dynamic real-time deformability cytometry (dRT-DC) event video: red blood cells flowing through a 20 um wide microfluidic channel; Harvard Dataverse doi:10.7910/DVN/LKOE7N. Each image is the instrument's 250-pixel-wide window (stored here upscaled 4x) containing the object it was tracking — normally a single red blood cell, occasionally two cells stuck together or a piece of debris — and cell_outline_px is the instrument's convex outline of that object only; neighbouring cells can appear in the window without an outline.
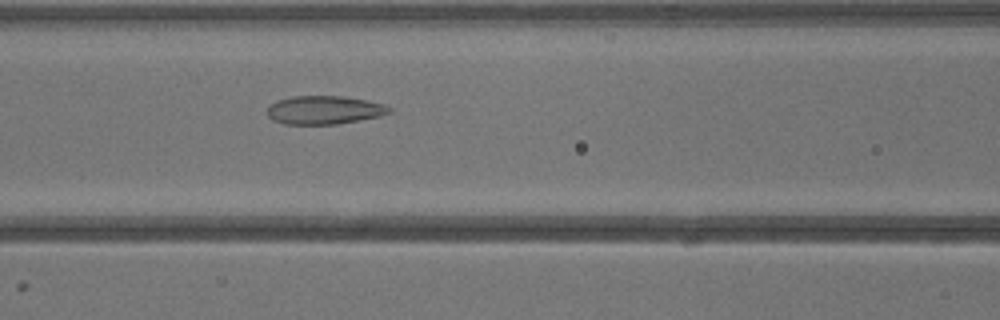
{"species": "common noctule bat (a hibernating species)", "species_latin": "Nyctalus noctula", "temperature_condition": "warm", "stored_images_in_passage": 25, "camera_frame_rate_fps": 3000, "um_per_image_px": 0.085, "animal": {"sex": "male", "body_mass_g": 13.3}, "frame": {"image": 1, "passage_image": 5, "time_ms": 1.333, "image_size_px": [1000, 320], "cell_outline_px": [[392, 112], [380, 116], [336, 124], [284, 124], [272, 120], [268, 116], [268, 104], [276, 100], [292, 96], [340, 96], [368, 100], [384, 104], [392, 108]], "centroid_in_image_um": [27.55, 9.34], "position_along_channel_um": 139.1, "area_um2": 20.35}}
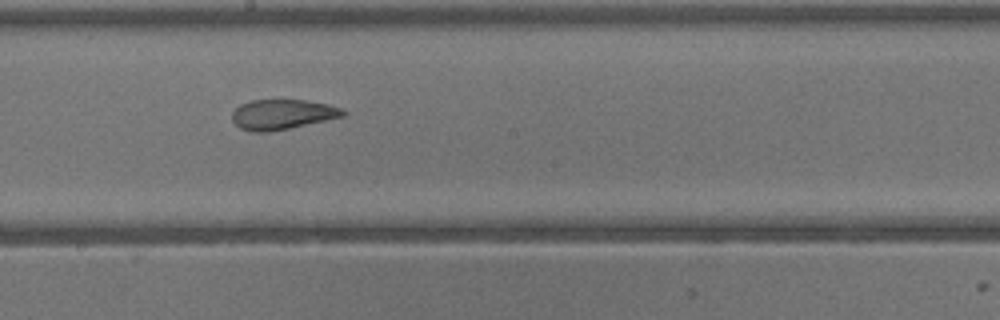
{"frame": {"image": 2, "passage_image": 10, "time_ms": 3.0, "image_size_px": [1000, 320], "cell_outline_px": [[348, 112], [344, 116], [288, 128], [268, 132], [252, 132], [240, 128], [232, 120], [232, 112], [240, 104], [248, 100], [276, 96], [280, 96], [328, 104], [340, 108]], "centroid_in_image_um": [23.95, 9.66], "position_along_channel_um": 224.3, "area_um2": 20.17}}
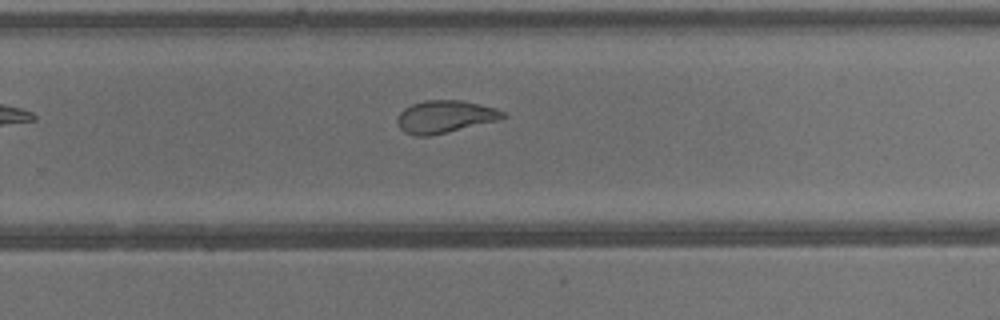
{"frame": {"image": 3, "passage_image": 14, "time_ms": 4.333, "image_size_px": [1000, 320], "cell_outline_px": [[508, 116], [500, 120], [428, 136], [416, 136], [404, 132], [400, 128], [396, 120], [400, 112], [404, 108], [412, 104], [424, 100], [460, 100], [496, 108], [504, 112]], "centroid_in_image_um": [37.82, 9.91], "position_along_channel_um": 292.0, "area_um2": 19.94}}